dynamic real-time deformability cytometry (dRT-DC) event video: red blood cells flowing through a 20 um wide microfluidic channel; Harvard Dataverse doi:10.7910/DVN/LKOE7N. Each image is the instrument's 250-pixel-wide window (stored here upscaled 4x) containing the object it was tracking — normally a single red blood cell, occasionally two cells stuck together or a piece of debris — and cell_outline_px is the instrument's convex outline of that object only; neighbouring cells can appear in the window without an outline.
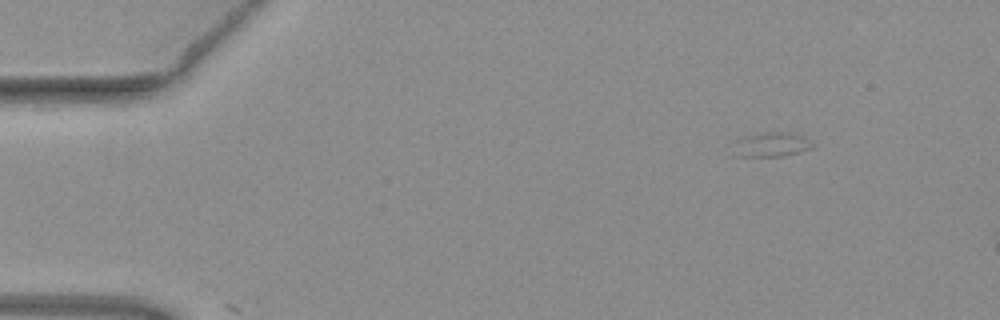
{"species": "common noctule bat (a hibernating species)", "species_latin": "Nyctalus noctula", "temperature_condition": "warm", "stored_images_in_passage": 2, "camera_frame_rate_fps": 3000, "um_per_image_px": 0.085, "animal": {"sex": "female", "body_mass_g": 19.3, "forearm_length_mm": 54.1}, "frame": {"image": 1, "passage_image": 1, "time_ms": 0.0, "image_size_px": [1000, 320], "cell_outline_px": [[812, 148], [800, 152], [784, 156], [740, 156], [736, 140], [744, 136], [764, 132], [784, 132], [800, 136], [808, 140]], "centroid_in_image_um": [65.61, 12.28], "position_along_channel_um": 19.4, "area_um2": 10.64}}